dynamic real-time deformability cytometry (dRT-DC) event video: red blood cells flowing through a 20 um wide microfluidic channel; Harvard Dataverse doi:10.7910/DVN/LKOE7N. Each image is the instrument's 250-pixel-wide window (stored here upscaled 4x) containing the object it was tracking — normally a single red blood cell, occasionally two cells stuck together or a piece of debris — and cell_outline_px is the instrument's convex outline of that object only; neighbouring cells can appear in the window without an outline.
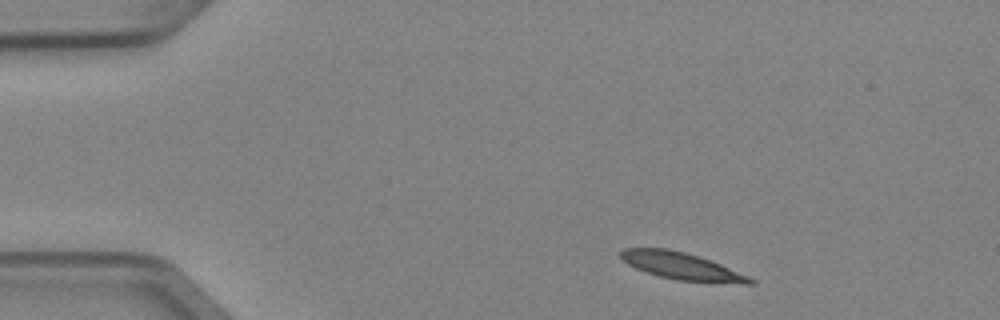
{"species": "Egyptian fruit bat (a non-hibernating species)", "species_latin": "Rousettus aegyptiacus", "temperature_condition": "cold", "stored_images_in_passage": 3, "camera_frame_rate_fps": 3000, "um_per_image_px": 0.085, "animal": {"sex": "female"}, "frame": {"image": 1, "passage_image": 1, "time_ms": 0.0, "image_size_px": [1000, 320], "cell_outline_px": [[756, 284], [744, 284], [676, 280], [660, 276], [636, 268], [628, 264], [620, 256], [620, 252], [624, 248], [668, 248], [700, 256], [720, 264], [748, 276], [756, 280]], "centroid_in_image_um": [57.97, 22.62], "position_along_channel_um": 27.0, "area_um2": 20.29}}